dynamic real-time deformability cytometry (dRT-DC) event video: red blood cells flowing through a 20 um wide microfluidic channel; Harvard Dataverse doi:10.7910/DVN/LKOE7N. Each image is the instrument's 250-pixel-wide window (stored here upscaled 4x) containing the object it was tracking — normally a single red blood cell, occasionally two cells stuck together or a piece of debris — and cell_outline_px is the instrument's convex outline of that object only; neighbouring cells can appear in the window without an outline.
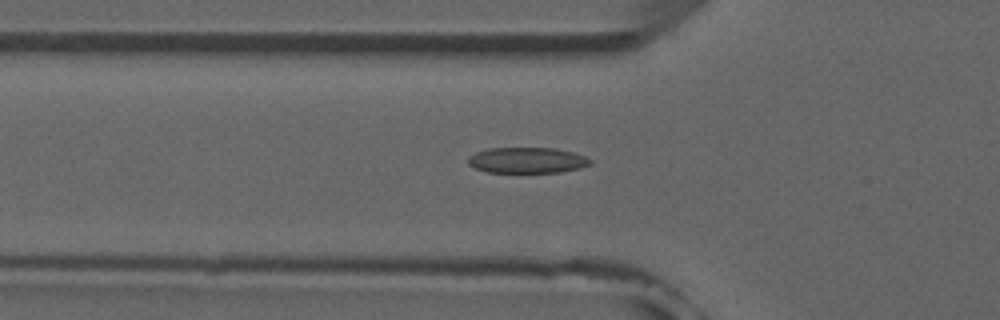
{"species": "common noctule bat (a hibernating species)", "species_latin": "Nyctalus noctula", "temperature_condition": "room temperature", "stored_images_in_passage": 52, "camera_frame_rate_fps": 3000, "um_per_image_px": 0.085, "animal": {"sex": "male", "forearm_length_mm": 52.5}, "frame": {"image": 1, "passage_image": 18, "time_ms": 5.667, "image_size_px": [1000, 320], "cell_outline_px": [[592, 164], [580, 168], [560, 172], [488, 172], [476, 168], [468, 164], [468, 156], [476, 152], [488, 148], [556, 148], [572, 152], [584, 156], [592, 160]], "centroid_in_image_um": [44.81, 13.62], "position_along_channel_um": 81.0, "area_um2": 18.32}}
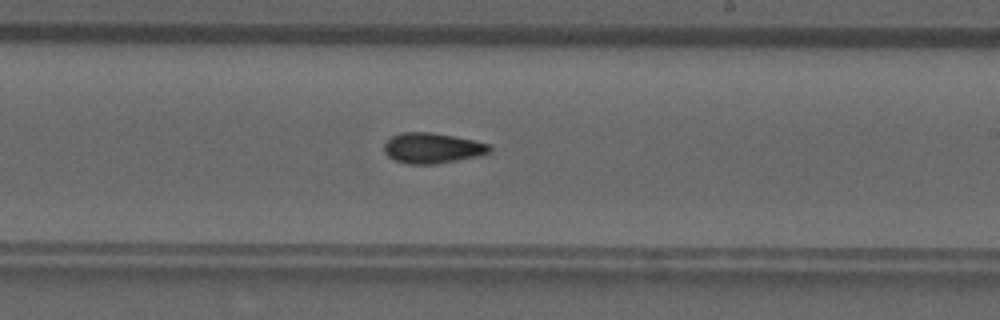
{"frame": {"image": 2, "passage_image": 31, "time_ms": 10.0, "image_size_px": [1000, 320], "cell_outline_px": [[492, 152], [480, 156], [432, 164], [408, 164], [396, 160], [388, 156], [384, 152], [384, 144], [392, 136], [400, 132], [432, 132], [472, 140], [488, 144], [492, 148]], "centroid_in_image_um": [36.75, 12.58], "position_along_channel_um": 252.3, "area_um2": 18.61}}
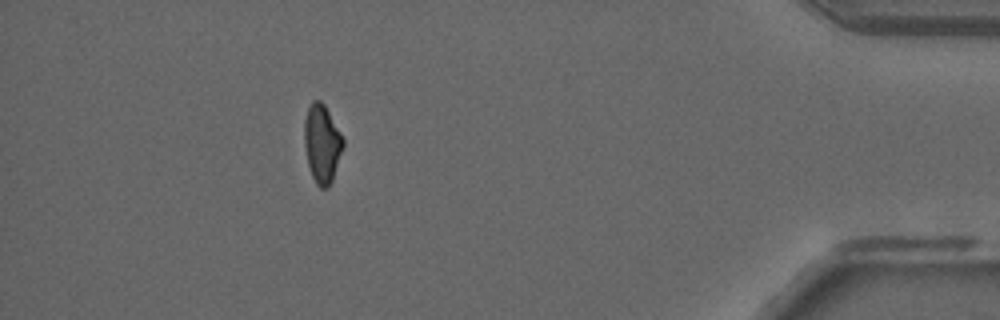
{"frame": {"image": 3, "passage_image": 47, "time_ms": 15.333, "image_size_px": [1000, 320], "cell_outline_px": [[344, 144], [332, 180], [328, 188], [320, 188], [316, 184], [312, 176], [308, 164], [304, 144], [304, 120], [308, 108], [312, 100], [320, 100], [324, 104], [340, 132], [344, 140]], "centroid_in_image_um": [27.36, 12.2], "position_along_channel_um": 407.8, "area_um2": 17.57}, "authors_computed_cell_mechanics": {"area_um2": 18.2937, "velocity_mm_per_s": 3.9419, "shape_relaxation_time_tau1_ms": null, "shape_relaxation_time_tau2_ms": 3.8475, "deformation_change_tau1": null, "deformation_change_tau2": 0.1102}}